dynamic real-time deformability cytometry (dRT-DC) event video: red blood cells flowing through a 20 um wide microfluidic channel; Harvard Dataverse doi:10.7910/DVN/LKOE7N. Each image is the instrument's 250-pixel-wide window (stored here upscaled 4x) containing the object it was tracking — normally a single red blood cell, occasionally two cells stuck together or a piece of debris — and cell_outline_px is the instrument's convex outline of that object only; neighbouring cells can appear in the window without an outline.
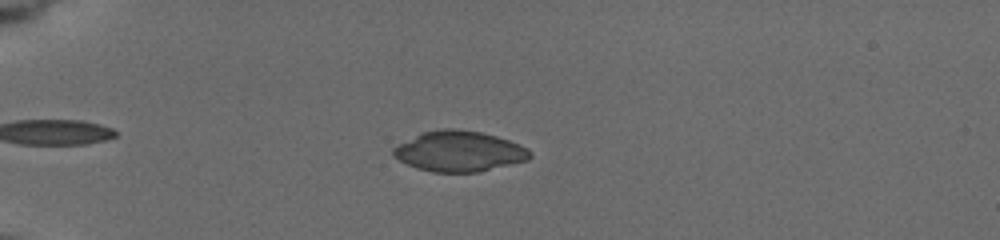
{"species": "common noctule bat (a hibernating species)", "species_latin": "Nyctalus noctula", "temperature_condition": "cold", "stored_images_in_passage": 14, "camera_frame_rate_fps": 3000, "um_per_image_px": 0.085, "animal": {"sex": "female", "body_mass_g": 19.5, "forearm_length_mm": 54.1}, "frame": {"image": 1, "passage_image": 3, "time_ms": 1.333, "image_size_px": [1000, 240], "cell_outline_px": [[532, 156], [528, 160], [480, 172], [432, 172], [416, 168], [400, 160], [392, 152], [392, 148], [424, 132], [440, 128], [456, 128], [480, 132], [496, 136], [508, 140], [528, 148], [532, 152]], "centroid_in_image_um": [39.07, 12.86], "position_along_channel_um": 45.9, "area_um2": 32.08}}